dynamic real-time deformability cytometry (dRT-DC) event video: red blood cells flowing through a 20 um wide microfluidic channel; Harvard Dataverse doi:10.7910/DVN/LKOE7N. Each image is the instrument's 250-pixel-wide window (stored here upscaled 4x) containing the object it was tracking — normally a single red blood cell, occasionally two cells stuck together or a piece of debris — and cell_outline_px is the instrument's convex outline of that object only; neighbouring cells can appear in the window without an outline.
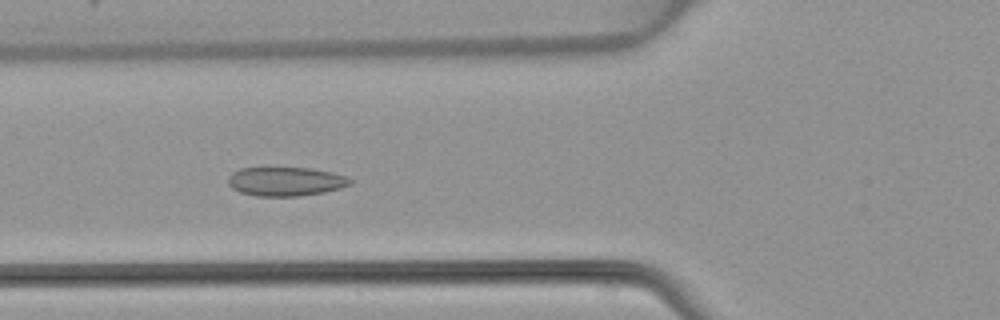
{"species": "common noctule bat (a hibernating species)", "species_latin": "Nyctalus noctula", "temperature_condition": "warm", "stored_images_in_passage": 6, "camera_frame_rate_fps": 3000, "um_per_image_px": 0.085, "animal": {"sex": "female", "body_mass_g": 22.7, "forearm_length_mm": 54.2}, "frame": {"image": 1, "passage_image": 5, "time_ms": 6.0, "image_size_px": [1000, 320], "cell_outline_px": [[352, 184], [340, 188], [324, 192], [300, 196], [256, 196], [240, 192], [232, 188], [228, 184], [228, 176], [232, 172], [240, 168], [312, 168], [332, 172], [348, 176], [352, 180]], "centroid_in_image_um": [24.29, 15.42], "position_along_channel_um": 101.5, "area_um2": 20.75}}
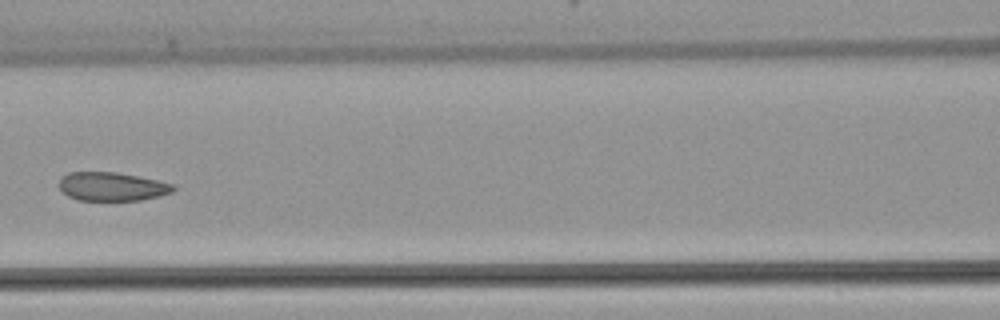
{"frame": {"image": 2, "passage_image": 6, "time_ms": 7.333, "image_size_px": [1000, 320], "cell_outline_px": [[176, 188], [172, 192], [140, 200], [76, 200], [68, 196], [60, 188], [60, 176], [68, 172], [116, 172], [176, 184]], "centroid_in_image_um": [9.5, 15.85], "position_along_channel_um": 157.1, "area_um2": 18.96}}